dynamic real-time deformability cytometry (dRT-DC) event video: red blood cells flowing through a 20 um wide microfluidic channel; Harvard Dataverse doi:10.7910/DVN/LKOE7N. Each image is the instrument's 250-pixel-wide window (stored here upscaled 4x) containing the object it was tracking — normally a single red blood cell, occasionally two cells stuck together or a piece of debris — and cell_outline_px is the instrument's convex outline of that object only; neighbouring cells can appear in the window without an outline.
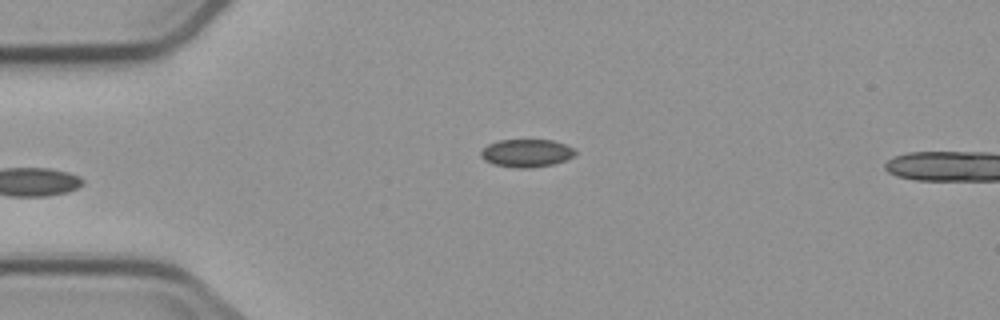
{"species": "common noctule bat (a hibernating species)", "species_latin": "Nyctalus noctula", "temperature_condition": "cold", "stored_images_in_passage": 6, "camera_frame_rate_fps": 3000, "um_per_image_px": 0.085, "animal": {"sex": "male", "body_mass_g": 23.1, "forearm_length_mm": 52.7}, "frame": {"image": 1, "passage_image": 6, "time_ms": 6.0, "image_size_px": [1000, 320], "cell_outline_px": [[576, 152], [572, 156], [564, 160], [552, 164], [532, 168], [516, 168], [492, 164], [484, 160], [480, 156], [480, 152], [488, 144], [500, 140], [552, 140], [576, 148]], "centroid_in_image_um": [44.73, 13.01], "position_along_channel_um": 40.3, "area_um2": 15.32}}